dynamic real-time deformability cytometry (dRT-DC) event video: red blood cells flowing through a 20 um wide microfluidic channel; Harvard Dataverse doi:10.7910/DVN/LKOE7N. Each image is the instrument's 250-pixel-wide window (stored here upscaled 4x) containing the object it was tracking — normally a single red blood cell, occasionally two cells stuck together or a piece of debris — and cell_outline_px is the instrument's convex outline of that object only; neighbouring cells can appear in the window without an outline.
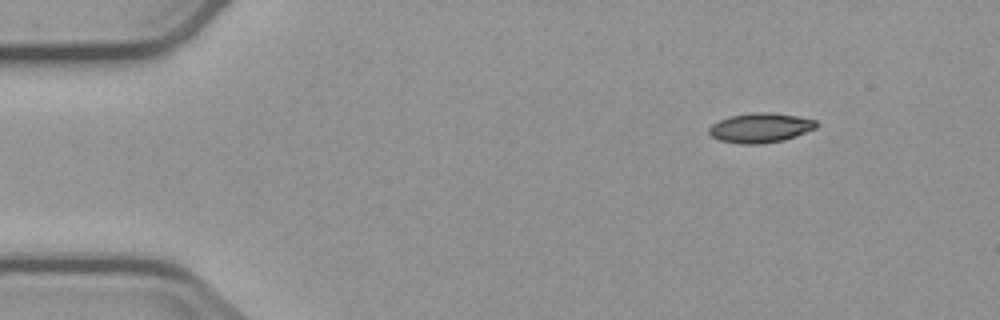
{"species": "common noctule bat (a hibernating species)", "species_latin": "Nyctalus noctula", "temperature_condition": "cold", "stored_images_in_passage": 5, "segment_of_instrument_passage": [2, 2], "camera_frame_rate_fps": 3000, "um_per_image_px": 0.085, "animal": {"sex": "male", "body_mass_g": 23.1, "forearm_length_mm": 52.7}, "frame": {"image": 1, "passage_image": 5, "time_ms": 4.667, "image_size_px": [1000, 320], "cell_outline_px": [[820, 124], [816, 128], [796, 136], [784, 140], [760, 144], [740, 144], [720, 140], [712, 136], [708, 132], [708, 128], [712, 124], [728, 116], [752, 112], [768, 112], [796, 116], [816, 120]], "centroid_in_image_um": [64.64, 10.86], "position_along_channel_um": 20.4, "area_um2": 18.61}}